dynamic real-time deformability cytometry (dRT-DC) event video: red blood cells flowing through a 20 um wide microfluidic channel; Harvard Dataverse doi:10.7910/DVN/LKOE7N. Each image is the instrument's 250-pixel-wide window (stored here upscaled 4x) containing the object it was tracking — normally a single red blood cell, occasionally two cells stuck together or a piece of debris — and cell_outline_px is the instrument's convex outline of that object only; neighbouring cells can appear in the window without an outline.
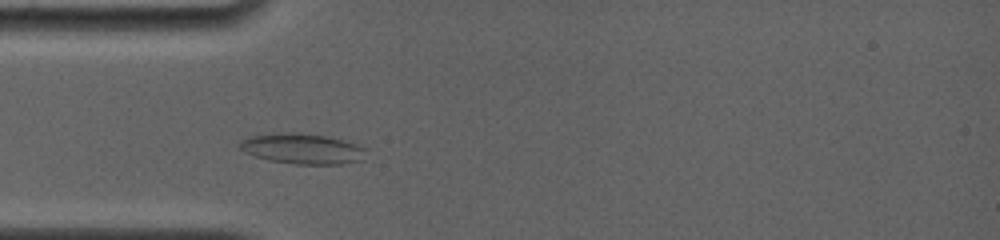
{"species": "common noctule bat (a hibernating species)", "species_latin": "Nyctalus noctula", "temperature_condition": "room temperature", "stored_images_in_passage": 15, "camera_frame_rate_fps": 4000, "um_per_image_px": 0.085, "animal": {"sex": "female", "body_mass_g": 19.0, "forearm_length_mm": 56.7}, "frame": {"image": 1, "passage_image": 14, "time_ms": 2.75, "image_size_px": [1000, 240], "cell_outline_px": [[364, 160], [344, 164], [296, 164], [268, 160], [244, 152], [240, 148], [240, 140], [248, 136], [288, 132], [332, 136], [356, 144], [364, 148]], "centroid_in_image_um": [25.71, 12.64], "position_along_channel_um": 59.3, "area_um2": 22.43}}